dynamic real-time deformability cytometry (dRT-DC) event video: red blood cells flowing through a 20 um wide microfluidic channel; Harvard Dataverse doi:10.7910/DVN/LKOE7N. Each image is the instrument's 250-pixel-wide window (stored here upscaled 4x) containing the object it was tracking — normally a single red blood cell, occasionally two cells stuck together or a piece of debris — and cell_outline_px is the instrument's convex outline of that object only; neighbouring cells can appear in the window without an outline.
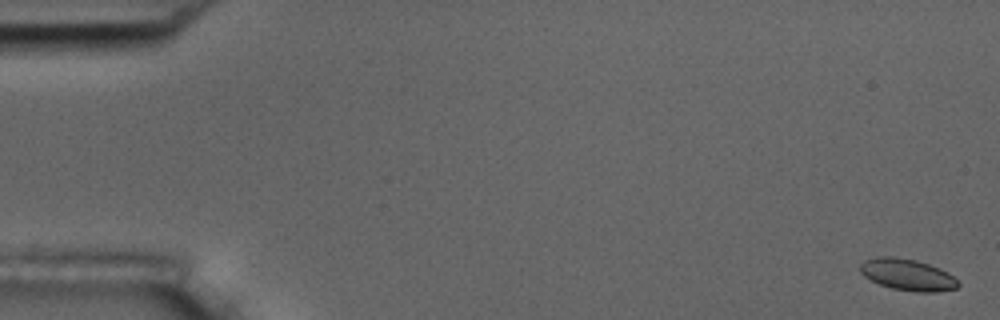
{"species": "common noctule bat (a hibernating species)", "species_latin": "Nyctalus noctula", "temperature_condition": "room temperature", "stored_images_in_passage": 56, "camera_frame_rate_fps": 3000, "um_per_image_px": 0.085, "animal": {"sex": "male", "body_mass_g": 17.5, "forearm_length_mm": 52.3}, "frame": {"image": 1, "passage_image": 2, "time_ms": 0.333, "image_size_px": [1000, 320], "cell_outline_px": [[960, 284], [956, 288], [936, 292], [916, 292], [892, 288], [880, 284], [864, 276], [860, 272], [860, 264], [864, 260], [876, 256], [892, 256], [916, 260], [928, 264], [948, 272]], "centroid_in_image_um": [77.11, 23.34], "position_along_channel_um": 7.9, "area_um2": 17.92}}
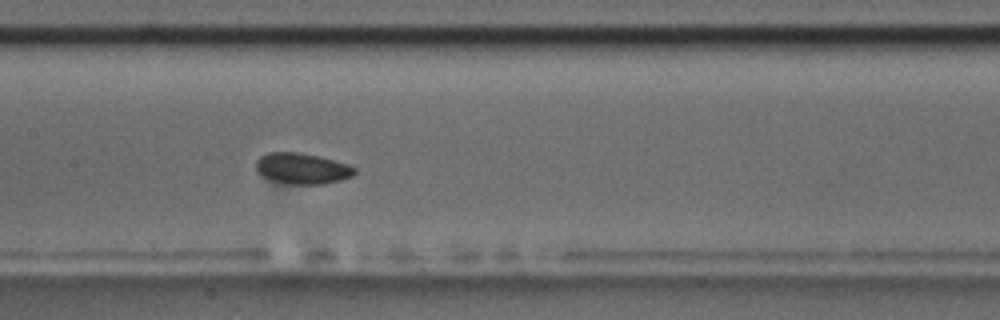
{"frame": {"image": 2, "passage_image": 28, "time_ms": 9.0, "image_size_px": [1000, 320], "cell_outline_px": [[356, 172], [352, 176], [340, 180], [324, 184], [288, 184], [272, 180], [260, 176], [256, 172], [256, 160], [260, 156], [268, 152], [300, 152], [348, 164], [356, 168]], "centroid_in_image_um": [25.64, 14.33], "position_along_channel_um": 181.8, "area_um2": 17.86}}
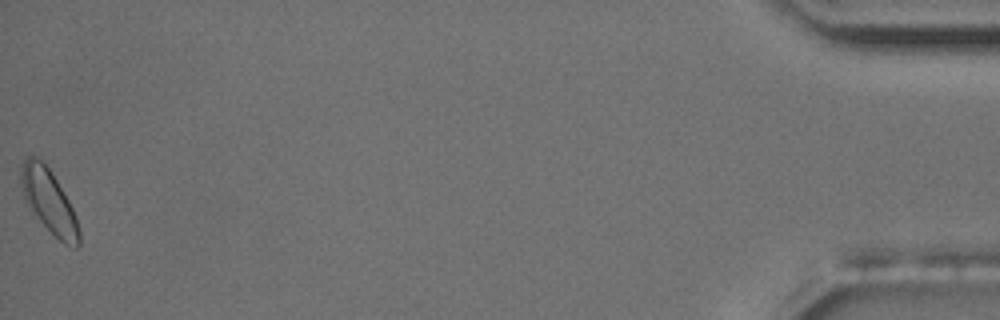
{"frame": {"image": 3, "passage_image": 56, "time_ms": 18.333, "image_size_px": [1000, 320], "cell_outline_px": [[80, 244], [76, 248], [64, 244], [32, 212], [24, 200], [20, 184], [20, 172], [24, 160], [28, 156], [36, 156], [48, 168], [56, 180], [68, 200], [76, 216], [80, 232]], "centroid_in_image_um": [4.15, 17.11], "position_along_channel_um": 431.1, "area_um2": 21.15}, "authors_computed_cell_mechanics": {"area_um2": 17.8602, "velocity_mm_per_s": 3.7087, "shape_relaxation_time_tau1_ms": 2.0181, "shape_relaxation_time_tau2_ms": null, "deformation_change_tau1": 0.0504, "deformation_change_tau2": null}}